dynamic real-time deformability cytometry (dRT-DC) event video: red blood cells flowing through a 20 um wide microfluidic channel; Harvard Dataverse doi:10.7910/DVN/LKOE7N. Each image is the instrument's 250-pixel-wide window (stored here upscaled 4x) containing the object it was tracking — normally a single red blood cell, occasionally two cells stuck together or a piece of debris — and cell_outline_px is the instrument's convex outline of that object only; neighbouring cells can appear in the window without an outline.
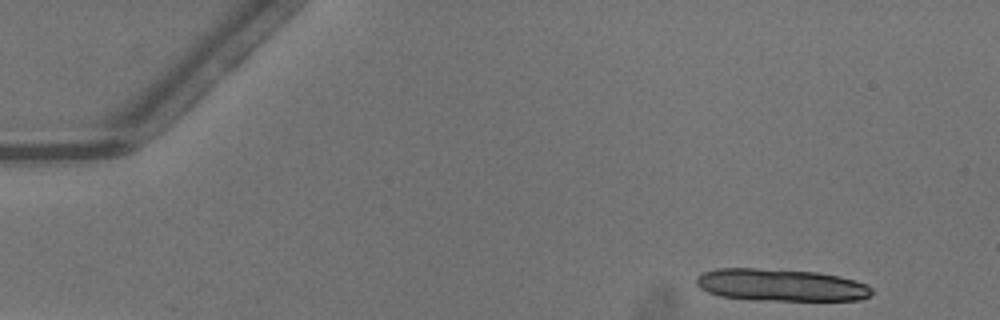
{"species": "common noctule bat (a hibernating species)", "species_latin": "Nyctalus noctula", "temperature_condition": "warm", "stored_images_in_passage": 11, "camera_frame_rate_fps": 3000, "um_per_image_px": 0.085, "animal": {"sex": "male", "body_mass_g": 13.3}, "frame": {"image": 1, "passage_image": 1, "time_ms": 0.0, "image_size_px": [1000, 320], "cell_outline_px": [[872, 296], [860, 300], [752, 300], [720, 296], [708, 292], [700, 288], [696, 284], [696, 276], [704, 272], [716, 268], [756, 268], [816, 272], [840, 276], [856, 280], [868, 284], [872, 288]], "centroid_in_image_um": [66.38, 24.23], "position_along_channel_um": 18.6, "area_um2": 33.23}}